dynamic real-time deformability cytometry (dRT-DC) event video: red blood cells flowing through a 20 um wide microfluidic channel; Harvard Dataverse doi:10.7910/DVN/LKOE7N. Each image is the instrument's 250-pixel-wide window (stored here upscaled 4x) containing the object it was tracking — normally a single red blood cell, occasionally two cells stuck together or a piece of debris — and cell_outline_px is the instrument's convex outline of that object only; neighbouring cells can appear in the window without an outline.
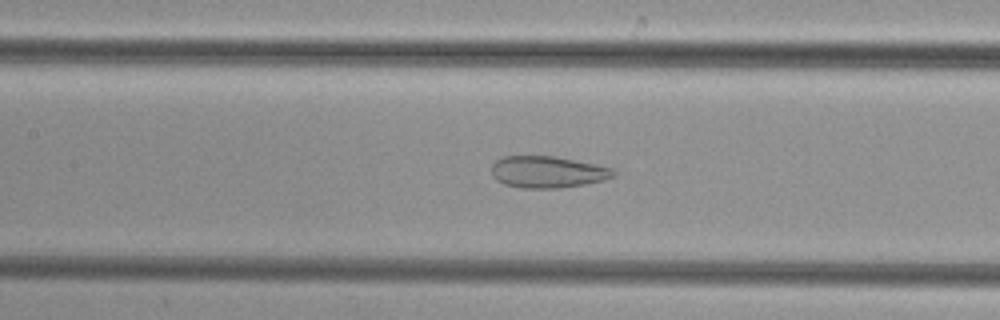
{"species": "common noctule bat (a hibernating species)", "species_latin": "Nyctalus noctula", "temperature_condition": "cold", "stored_images_in_passage": 37, "camera_frame_rate_fps": 3000, "um_per_image_px": 0.085, "animal": {"sex": "female", "body_mass_g": 29.2, "forearm_length_mm": 56.3}, "frame": {"image": 1, "passage_image": 9, "time_ms": 2.667, "image_size_px": [1000, 320], "cell_outline_px": [[616, 176], [604, 180], [584, 184], [560, 188], [520, 188], [504, 184], [496, 180], [492, 176], [492, 164], [496, 160], [504, 156], [556, 156], [596, 164], [612, 168], [616, 172]], "centroid_in_image_um": [46.55, 14.62], "position_along_channel_um": 160.9, "area_um2": 22.72}}
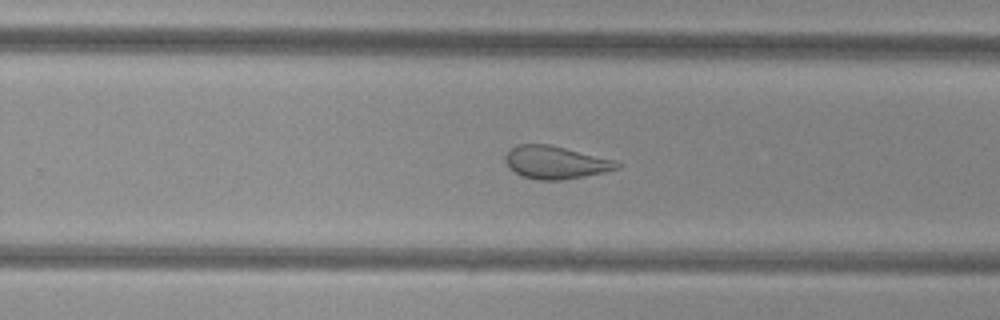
{"frame": {"image": 2, "passage_image": 18, "time_ms": 5.667, "image_size_px": [1000, 320], "cell_outline_px": [[620, 168], [604, 172], [584, 176], [560, 180], [540, 180], [520, 176], [508, 168], [504, 160], [504, 156], [516, 144], [548, 144], [616, 160], [620, 164]], "centroid_in_image_um": [47.19, 13.81], "position_along_channel_um": 282.6, "area_um2": 21.39}}
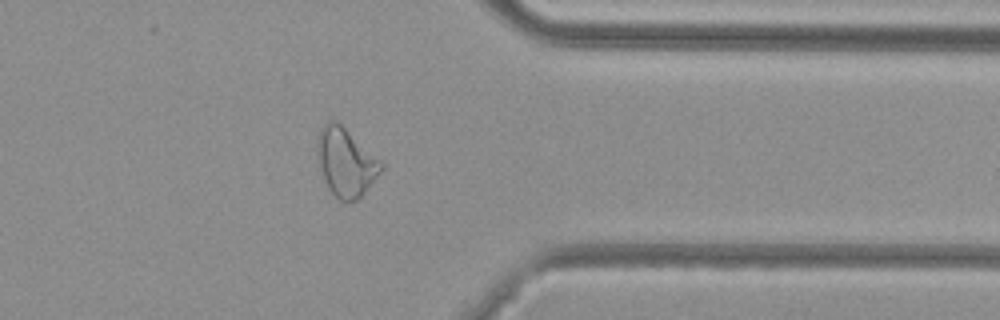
{"frame": {"image": 3, "passage_image": 26, "time_ms": 8.333, "image_size_px": [1000, 320], "cell_outline_px": [[384, 168], [364, 192], [356, 200], [344, 204], [328, 188], [320, 168], [316, 152], [316, 140], [324, 124], [328, 120], [332, 120], [340, 124], [380, 160], [384, 164]], "centroid_in_image_um": [29.37, 13.81], "position_along_channel_um": 382.0, "area_um2": 25.03}}